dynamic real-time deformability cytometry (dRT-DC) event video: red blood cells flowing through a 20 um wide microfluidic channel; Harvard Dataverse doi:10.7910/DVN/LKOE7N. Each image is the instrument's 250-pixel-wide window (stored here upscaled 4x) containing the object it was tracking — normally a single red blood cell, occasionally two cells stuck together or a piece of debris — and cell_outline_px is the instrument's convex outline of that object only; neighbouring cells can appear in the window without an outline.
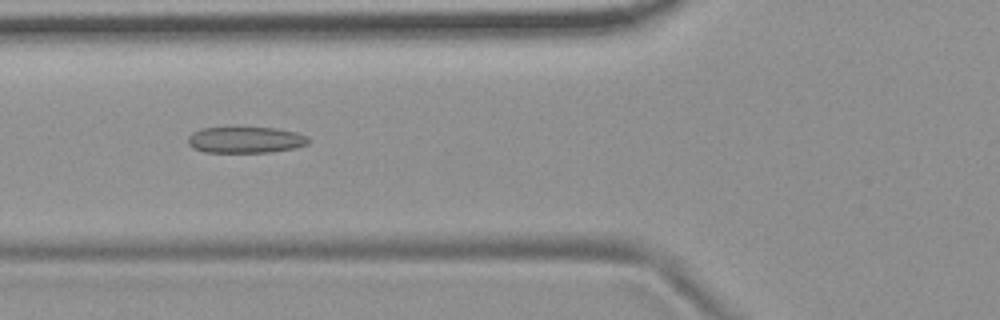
{"species": "common noctule bat (a hibernating species)", "species_latin": "Nyctalus noctula", "temperature_condition": "room temperature", "stored_images_in_passage": 32, "camera_frame_rate_fps": 3000, "um_per_image_px": 0.085, "animal": {"sex": "female", "body_mass_g": 19.9}, "frame": {"image": 1, "passage_image": 17, "time_ms": 5.333, "image_size_px": [1000, 320], "cell_outline_px": [[312, 140], [308, 144], [296, 148], [272, 152], [204, 152], [192, 148], [188, 144], [188, 136], [192, 132], [200, 128], [276, 128], [296, 132], [308, 136]], "centroid_in_image_um": [20.9, 11.89], "position_along_channel_um": 104.9, "area_um2": 18.61}}
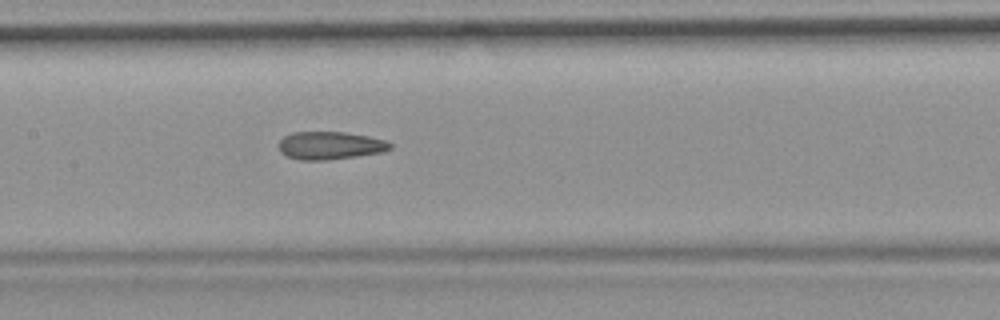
{"frame": {"image": 2, "passage_image": 23, "time_ms": 7.333, "image_size_px": [1000, 320], "cell_outline_px": [[392, 148], [380, 152], [356, 156], [328, 160], [300, 160], [288, 156], [280, 152], [280, 140], [284, 136], [292, 132], [344, 132], [368, 136], [384, 140], [392, 144]], "centroid_in_image_um": [28.04, 12.36], "position_along_channel_um": 179.4, "area_um2": 17.92}}
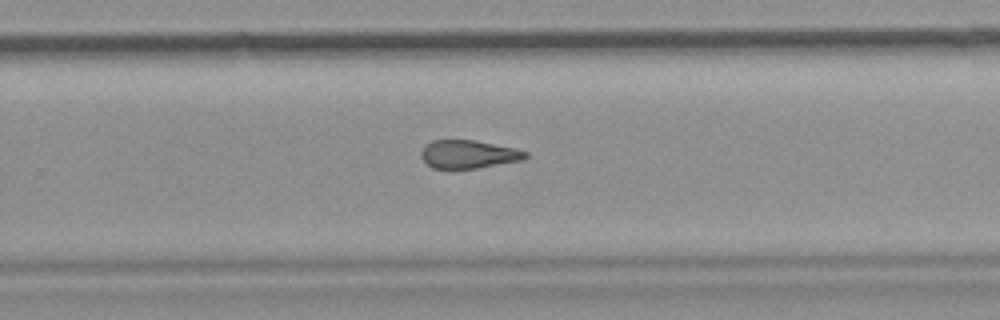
{"frame": {"image": 3, "passage_image": 32, "time_ms": 10.333, "image_size_px": [1000, 320], "cell_outline_px": [[528, 156], [524, 160], [452, 172], [448, 172], [432, 168], [420, 156], [420, 152], [432, 140], [476, 140], [516, 148], [528, 152]], "centroid_in_image_um": [39.81, 13.15], "position_along_channel_um": 290.0, "area_um2": 17.8}}